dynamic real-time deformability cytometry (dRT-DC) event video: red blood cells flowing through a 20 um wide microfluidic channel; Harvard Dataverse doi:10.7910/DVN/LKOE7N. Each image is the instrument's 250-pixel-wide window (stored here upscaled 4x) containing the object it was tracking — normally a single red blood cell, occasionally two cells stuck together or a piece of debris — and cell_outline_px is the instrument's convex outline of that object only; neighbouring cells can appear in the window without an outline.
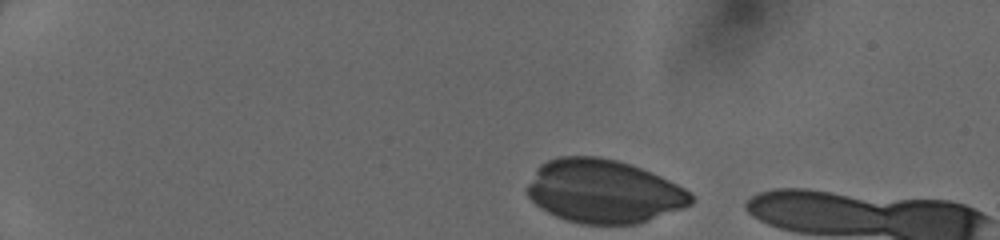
{"species": "human", "species_latin": "Homo sapiens", "temperature_condition": "cold", "stored_images_in_passage": 34, "camera_frame_rate_fps": 3000, "um_per_image_px": 0.085, "donor": {"sex": "female"}, "frame": {"image": 1, "passage_image": 1, "time_ms": 0.0, "image_size_px": [1000, 240], "cell_outline_px": [[692, 204], [648, 220], [636, 224], [580, 224], [556, 216], [540, 208], [528, 196], [528, 184], [536, 168], [540, 164], [548, 160], [560, 156], [600, 156], [616, 160], [640, 168], [660, 176], [684, 188], [692, 196]], "centroid_in_image_um": [51.27, 16.26], "position_along_channel_um": 33.7, "area_um2": 60.11}}
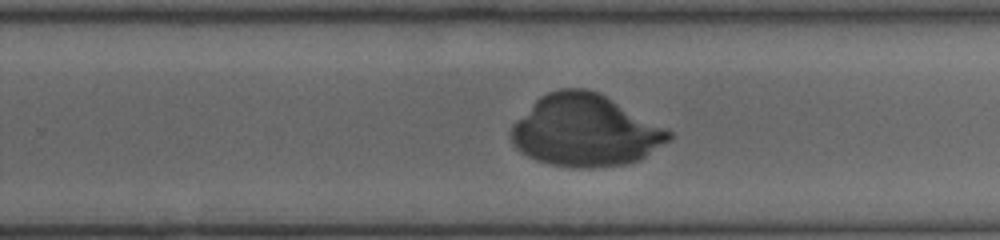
{"frame": {"image": 2, "passage_image": 25, "time_ms": 8.0, "image_size_px": [1000, 240], "cell_outline_px": [[672, 136], [668, 140], [640, 160], [632, 164], [592, 168], [576, 168], [548, 164], [536, 160], [520, 152], [512, 144], [508, 136], [512, 124], [540, 96], [548, 92], [560, 88], [588, 88], [600, 92], [672, 132]], "centroid_in_image_um": [49.7, 11.11], "position_along_channel_um": 280.1, "area_um2": 66.24}}
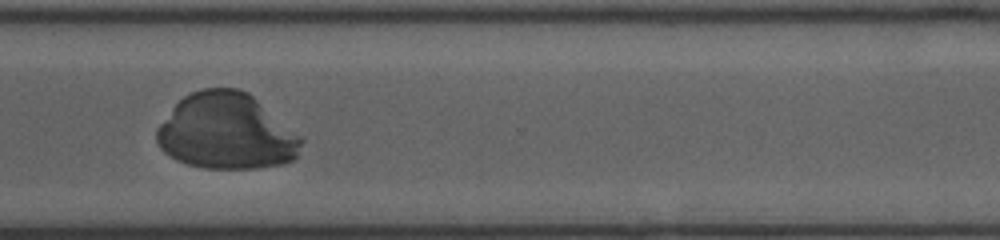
{"frame": {"image": 3, "passage_image": 30, "time_ms": 9.667, "image_size_px": [1000, 240], "cell_outline_px": [[304, 140], [296, 156], [292, 160], [284, 164], [256, 168], [204, 168], [188, 164], [176, 160], [164, 152], [160, 148], [156, 140], [156, 128], [172, 108], [184, 96], [192, 92], [204, 88], [236, 88], [248, 92], [300, 136]], "centroid_in_image_um": [19.22, 11.19], "position_along_channel_um": 351.4, "area_um2": 63.75}}